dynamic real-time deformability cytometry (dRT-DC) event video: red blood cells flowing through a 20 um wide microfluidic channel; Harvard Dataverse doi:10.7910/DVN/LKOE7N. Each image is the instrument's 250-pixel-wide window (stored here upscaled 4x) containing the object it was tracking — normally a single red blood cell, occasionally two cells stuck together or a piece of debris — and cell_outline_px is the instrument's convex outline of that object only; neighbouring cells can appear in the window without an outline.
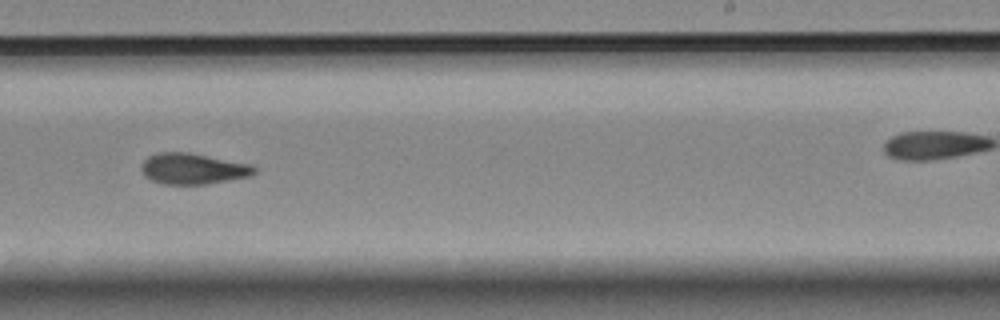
{"species": "Egyptian fruit bat (a non-hibernating species)", "species_latin": "Rousettus aegyptiacus", "temperature_condition": "room temperature", "stored_images_in_passage": 15, "camera_frame_rate_fps": 3000, "um_per_image_px": 0.085, "animal": {"sex": "female"}, "frame": {"image": 1, "passage_image": 9, "time_ms": 9.667, "image_size_px": [1000, 320], "cell_outline_px": [[256, 172], [248, 176], [228, 180], [204, 184], [164, 184], [152, 180], [144, 176], [140, 168], [144, 160], [148, 156], [156, 152], [188, 152], [248, 164], [256, 168]], "centroid_in_image_um": [16.33, 14.33], "position_along_channel_um": 272.7, "area_um2": 20.11}, "authors_computed_cell_mechanics": {"area_um2": 19.8254, "velocity_mm_per_s": 3.6102, "shape_relaxation_time_tau1_ms": 7.5727, "shape_relaxation_time_tau2_ms": 3.2809, "deformation_change_tau1": 0.1679, "deformation_change_tau2": 0.091}}